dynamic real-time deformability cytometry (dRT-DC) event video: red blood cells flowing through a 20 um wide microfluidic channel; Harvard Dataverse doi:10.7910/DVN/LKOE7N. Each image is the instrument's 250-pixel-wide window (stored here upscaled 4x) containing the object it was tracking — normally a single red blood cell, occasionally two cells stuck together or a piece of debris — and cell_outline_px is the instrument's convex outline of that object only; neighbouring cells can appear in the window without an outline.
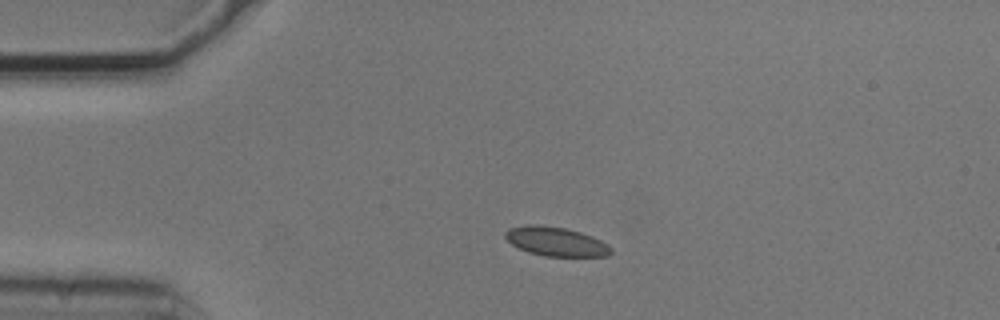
{"species": "common noctule bat (a hibernating species)", "species_latin": "Nyctalus noctula", "temperature_condition": "cold", "stored_images_in_passage": 43, "camera_frame_rate_fps": 3000, "um_per_image_px": 0.085, "animal": {"sex": "male", "body_mass_g": 20.5, "forearm_length_mm": 52.5}, "frame": {"image": 1, "passage_image": 1, "time_ms": 0.0, "image_size_px": [1000, 320], "cell_outline_px": [[612, 252], [608, 256], [544, 256], [528, 252], [512, 244], [504, 236], [504, 232], [508, 228], [528, 224], [536, 224], [564, 228], [580, 232], [592, 236], [608, 244], [612, 248]], "centroid_in_image_um": [47.25, 20.52], "position_along_channel_um": 37.8, "area_um2": 17.92}}
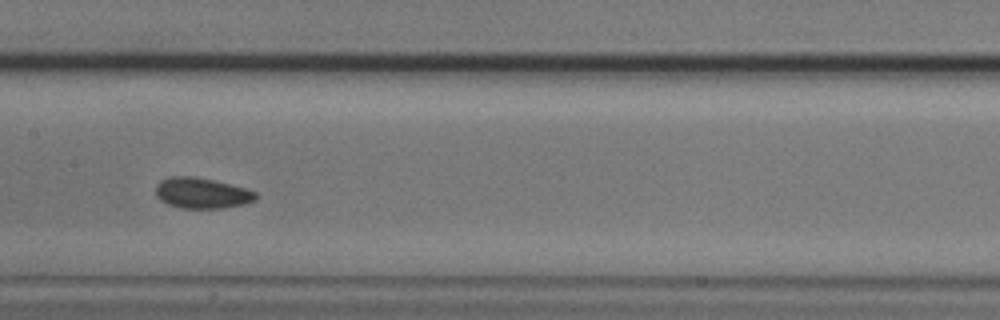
{"frame": {"image": 2, "passage_image": 16, "time_ms": 5.0, "image_size_px": [1000, 320], "cell_outline_px": [[256, 200], [244, 204], [224, 208], [180, 208], [168, 204], [160, 200], [156, 196], [156, 184], [160, 180], [168, 176], [196, 176], [216, 180], [244, 188], [256, 192]], "centroid_in_image_um": [17.13, 16.4], "position_along_channel_um": 190.3, "area_um2": 18.09}}
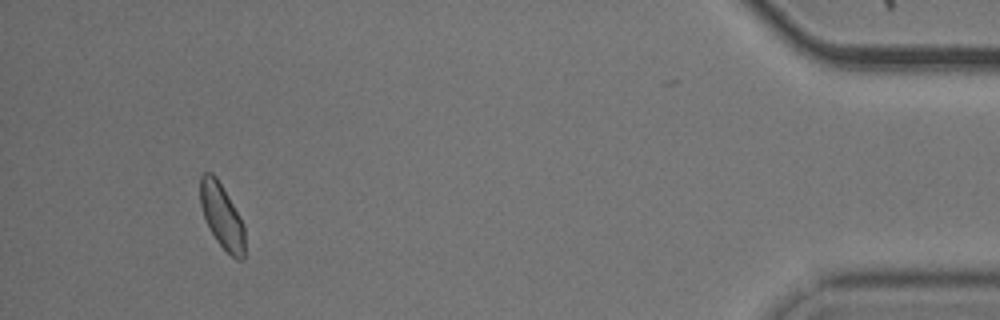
{"frame": {"image": 3, "passage_image": 40, "time_ms": 13.0, "image_size_px": [1000, 320], "cell_outline_px": [[244, 260], [236, 260], [216, 240], [204, 216], [200, 204], [200, 176], [204, 172], [212, 172], [216, 176], [240, 216], [244, 224]], "centroid_in_image_um": [18.86, 18.35], "position_along_channel_um": 416.3, "area_um2": 16.65}, "authors_computed_cell_mechanics": {"area_um2": 17.2822, "velocity_mm_per_s": 3.6851, "shape_relaxation_time_tau1_ms": 2.4255, "shape_relaxation_time_tau2_ms": 5.2242, "deformation_change_tau1": 0.0456, "deformation_change_tau2": 0.0519}}